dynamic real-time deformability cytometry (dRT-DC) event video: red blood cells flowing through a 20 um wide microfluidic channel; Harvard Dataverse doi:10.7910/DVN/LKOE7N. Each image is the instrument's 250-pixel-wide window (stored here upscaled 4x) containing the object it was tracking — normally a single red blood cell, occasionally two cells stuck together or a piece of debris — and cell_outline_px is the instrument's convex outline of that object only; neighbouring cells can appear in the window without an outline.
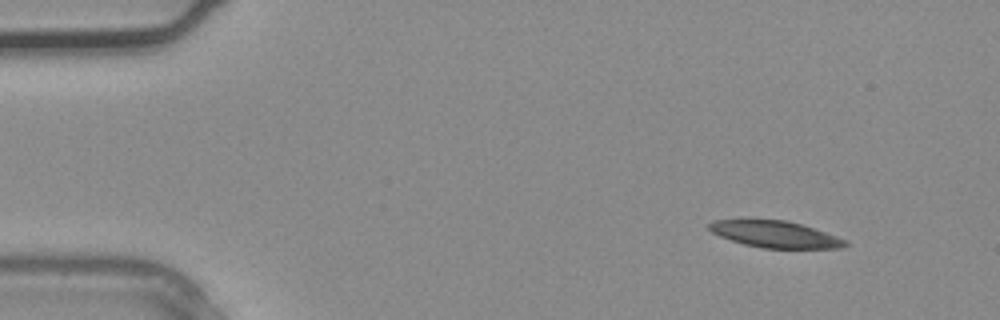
{"species": "common noctule bat (a hibernating species)", "species_latin": "Nyctalus noctula", "temperature_condition": "warm", "stored_images_in_passage": 2, "camera_frame_rate_fps": 3000, "um_per_image_px": 0.085, "animal": {"sex": "male", "body_mass_g": 20.4}, "frame": {"image": 1, "passage_image": 1, "time_ms": 0.0, "image_size_px": [1000, 320], "cell_outline_px": [[848, 244], [840, 248], [764, 248], [744, 244], [720, 236], [712, 232], [708, 228], [708, 224], [712, 220], [748, 216], [788, 220], [848, 240]], "centroid_in_image_um": [65.77, 19.85], "position_along_channel_um": 19.2, "area_um2": 21.91}}